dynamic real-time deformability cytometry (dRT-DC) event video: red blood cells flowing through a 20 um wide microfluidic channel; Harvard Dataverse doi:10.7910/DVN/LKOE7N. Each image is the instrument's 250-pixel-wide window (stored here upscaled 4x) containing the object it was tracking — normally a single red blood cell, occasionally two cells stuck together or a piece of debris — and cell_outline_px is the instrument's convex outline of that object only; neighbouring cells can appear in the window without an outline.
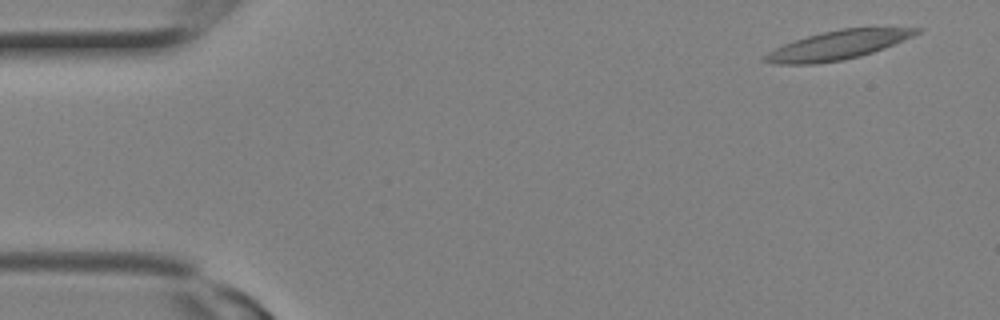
{"species": "Egyptian fruit bat (a non-hibernating species)", "species_latin": "Rousettus aegyptiacus", "temperature_condition": "room temperature", "stored_images_in_passage": 5, "camera_frame_rate_fps": 3000, "um_per_image_px": 0.085, "animal": {"sex": "female"}, "frame": {"image": 1, "passage_image": 1, "time_ms": 0.0, "image_size_px": [1000, 320], "cell_outline_px": [[924, 28], [920, 32], [904, 40], [884, 48], [860, 56], [844, 60], [816, 64], [772, 64], [764, 60], [764, 56], [768, 52], [784, 44], [808, 36], [840, 28]], "centroid_in_image_um": [71.21, 3.84], "position_along_channel_um": 13.8, "area_um2": 25.14}}